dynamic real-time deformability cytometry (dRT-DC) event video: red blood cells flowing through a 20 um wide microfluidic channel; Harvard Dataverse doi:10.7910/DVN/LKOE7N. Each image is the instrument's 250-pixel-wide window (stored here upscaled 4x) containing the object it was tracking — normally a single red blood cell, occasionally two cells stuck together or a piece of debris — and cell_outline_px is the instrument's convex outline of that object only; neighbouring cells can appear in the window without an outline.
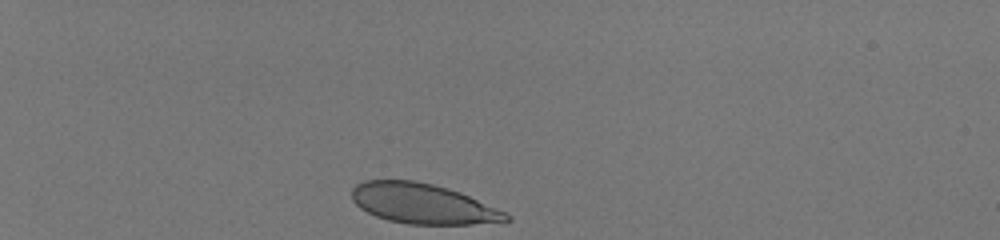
{"species": "human", "species_latin": "Homo sapiens", "temperature_condition": "room temperature", "stored_images_in_passage": 34, "camera_frame_rate_fps": 3000, "um_per_image_px": 0.085, "donor": {"sex": "male"}, "frame": {"image": 1, "passage_image": 1, "time_ms": 0.0, "image_size_px": [1000, 240], "cell_outline_px": [[512, 220], [472, 224], [408, 224], [388, 220], [376, 216], [360, 208], [352, 200], [352, 188], [356, 184], [364, 180], [416, 180], [448, 188], [460, 192], [504, 212], [512, 216]], "centroid_in_image_um": [35.9, 17.3], "position_along_channel_um": 49.1, "area_um2": 35.89}}
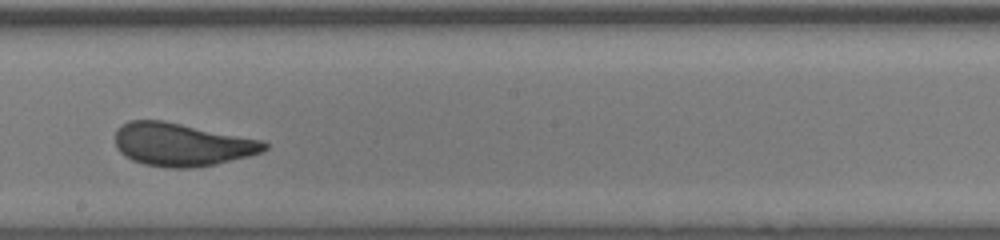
{"frame": {"image": 2, "passage_image": 20, "time_ms": 6.333, "image_size_px": [1000, 240], "cell_outline_px": [[268, 148], [260, 152], [248, 156], [216, 164], [188, 168], [168, 168], [144, 164], [132, 160], [124, 156], [116, 148], [116, 132], [120, 124], [128, 120], [164, 120], [264, 140], [268, 144]], "centroid_in_image_um": [15.44, 12.27], "position_along_channel_um": 232.8, "area_um2": 37.63}}
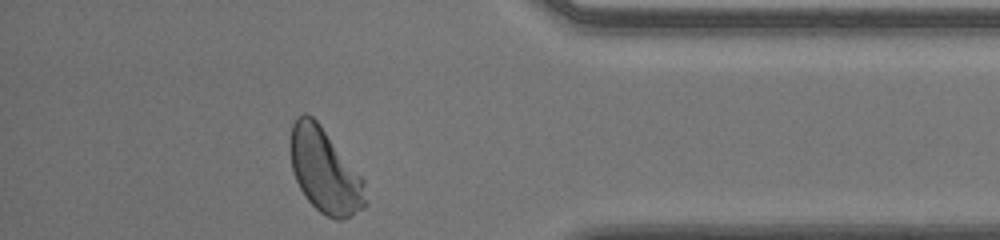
{"frame": {"image": 3, "passage_image": 34, "time_ms": 11.0, "image_size_px": [1000, 240], "cell_outline_px": [[368, 204], [364, 208], [340, 220], [336, 220], [320, 212], [308, 200], [300, 188], [296, 180], [292, 168], [292, 124], [296, 116], [304, 112], [312, 116], [320, 124], [364, 180]], "centroid_in_image_um": [27.63, 14.53], "position_along_channel_um": 407.6, "area_um2": 36.36}, "authors_computed_cell_mechanics": {"area_um2": 37.1943, "velocity_mm_per_s": 4.0403, "shape_relaxation_time_tau1_ms": 3.7505, "shape_relaxation_time_tau2_ms": null, "deformation_change_tau1": 0.1353, "deformation_change_tau2": null}}